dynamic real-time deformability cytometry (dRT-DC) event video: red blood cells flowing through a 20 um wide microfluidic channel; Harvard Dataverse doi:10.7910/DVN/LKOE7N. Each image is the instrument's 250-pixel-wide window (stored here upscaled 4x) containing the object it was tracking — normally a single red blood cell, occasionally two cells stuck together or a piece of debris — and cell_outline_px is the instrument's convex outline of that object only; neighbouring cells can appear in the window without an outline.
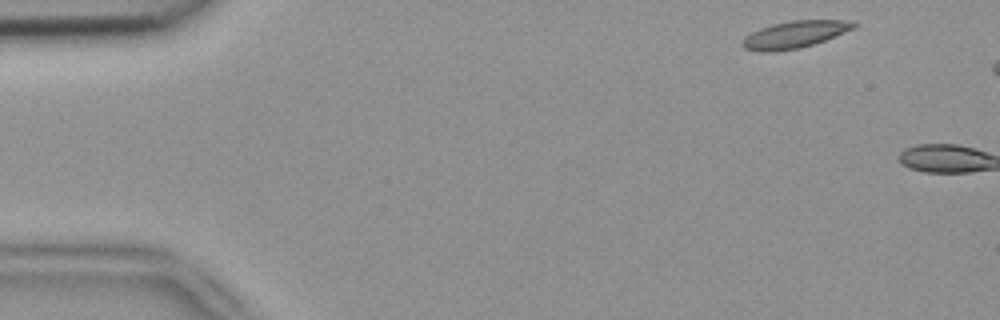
{"species": "common noctule bat (a hibernating species)", "species_latin": "Nyctalus noctula", "temperature_condition": "room temperature", "stored_images_in_passage": 2, "camera_frame_rate_fps": 3000, "um_per_image_px": 0.085, "animal": {"sex": "female", "body_mass_g": 18.4}, "frame": {"image": 1, "passage_image": 1, "time_ms": 0.0, "image_size_px": [1000, 320], "cell_outline_px": [[860, 24], [856, 28], [824, 40], [800, 48], [772, 52], [760, 52], [744, 48], [740, 44], [744, 36], [760, 28], [772, 24], [788, 20], [856, 20]], "centroid_in_image_um": [67.57, 2.92], "position_along_channel_um": 17.4, "area_um2": 17.86}}